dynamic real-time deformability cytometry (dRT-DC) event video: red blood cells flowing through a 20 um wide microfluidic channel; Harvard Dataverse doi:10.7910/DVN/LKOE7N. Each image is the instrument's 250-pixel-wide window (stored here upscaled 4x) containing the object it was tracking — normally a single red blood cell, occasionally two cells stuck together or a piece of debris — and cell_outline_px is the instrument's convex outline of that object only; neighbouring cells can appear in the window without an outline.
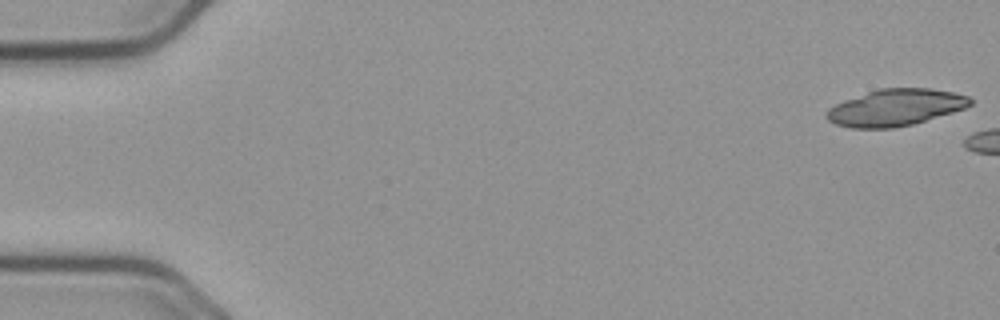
{"species": "common noctule bat (a hibernating species)", "species_latin": "Nyctalus noctula", "temperature_condition": "cold", "stored_images_in_passage": 5, "camera_frame_rate_fps": 3000, "um_per_image_px": 0.085, "animal": {"sex": "male", "body_mass_g": 23.1, "forearm_length_mm": 52.7}, "frame": {"image": 1, "passage_image": 1, "time_ms": 0.0, "image_size_px": [1000, 320], "cell_outline_px": [[972, 104], [964, 108], [952, 112], [912, 124], [892, 128], [852, 128], [836, 124], [828, 120], [824, 116], [828, 108], [844, 100], [880, 88], [928, 88], [952, 92], [968, 96], [972, 100]], "centroid_in_image_um": [76.09, 9.14], "position_along_channel_um": 8.9, "area_um2": 30.46}}